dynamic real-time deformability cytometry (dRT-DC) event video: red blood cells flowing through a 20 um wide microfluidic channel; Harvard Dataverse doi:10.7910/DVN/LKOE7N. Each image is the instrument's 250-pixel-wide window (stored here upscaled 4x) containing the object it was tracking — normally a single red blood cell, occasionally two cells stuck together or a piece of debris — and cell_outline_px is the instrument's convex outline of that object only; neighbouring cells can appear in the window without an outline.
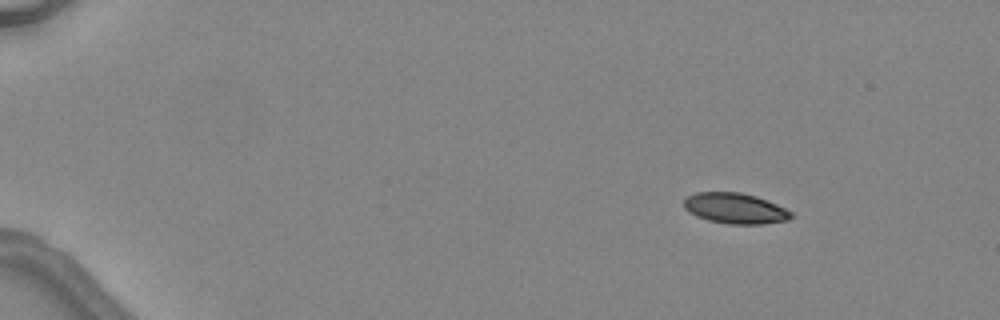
{"species": "common noctule bat (a hibernating species)", "species_latin": "Nyctalus noctula", "temperature_condition": "warm", "stored_images_in_passage": 4, "camera_frame_rate_fps": 3000, "um_per_image_px": 0.085, "animal": {"sex": "female", "body_mass_g": 24.6, "forearm_length_mm": 56.2}, "frame": {"image": 1, "passage_image": 1, "time_ms": 0.0, "image_size_px": [1000, 320], "cell_outline_px": [[792, 216], [788, 220], [764, 224], [728, 224], [708, 220], [696, 216], [688, 212], [684, 208], [684, 200], [688, 196], [696, 192], [740, 192], [756, 196], [776, 204], [792, 212]], "centroid_in_image_um": [62.47, 17.71], "position_along_channel_um": 22.5, "area_um2": 19.13}}
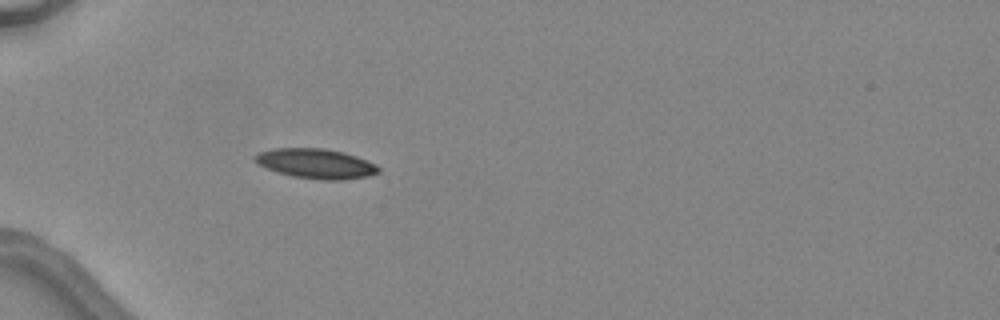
{"frame": {"image": 2, "passage_image": 4, "time_ms": 3.333, "image_size_px": [1000, 320], "cell_outline_px": [[380, 172], [368, 176], [344, 180], [324, 180], [292, 176], [276, 172], [252, 160], [252, 156], [260, 152], [272, 148], [324, 148], [344, 152], [356, 156], [376, 164], [380, 168]], "centroid_in_image_um": [26.85, 13.9], "position_along_channel_um": 58.1, "area_um2": 21.56}}